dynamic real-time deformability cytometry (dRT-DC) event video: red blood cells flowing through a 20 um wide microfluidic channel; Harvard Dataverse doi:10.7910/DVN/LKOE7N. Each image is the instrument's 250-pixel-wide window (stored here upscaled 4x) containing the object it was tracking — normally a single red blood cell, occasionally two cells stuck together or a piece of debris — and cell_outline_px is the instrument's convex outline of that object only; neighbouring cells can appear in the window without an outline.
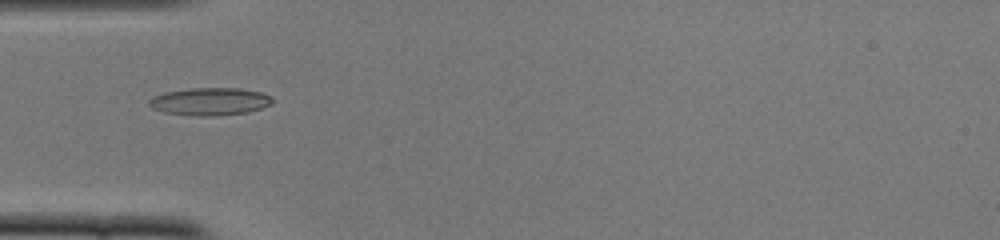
{"species": "common noctule bat (a hibernating species)", "species_latin": "Nyctalus noctula", "temperature_condition": "cold", "stored_images_in_passage": 51, "camera_frame_rate_fps": 3000, "um_per_image_px": 0.085, "animal": {"sex": "female", "body_mass_g": 22.0, "forearm_length_mm": 56.7}, "frame": {"image": 1, "passage_image": 16, "time_ms": 5.0, "image_size_px": [1000, 240], "cell_outline_px": [[272, 104], [248, 112], [216, 116], [192, 116], [164, 112], [152, 108], [148, 104], [148, 100], [152, 96], [164, 92], [192, 88], [240, 88], [260, 92], [272, 96]], "centroid_in_image_um": [17.82, 8.63], "position_along_channel_um": 67.2, "area_um2": 20.0}}
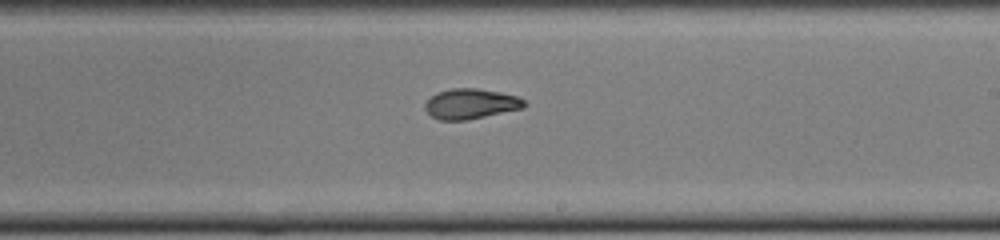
{"frame": {"image": 2, "passage_image": 30, "time_ms": 9.667, "image_size_px": [1000, 240], "cell_outline_px": [[524, 108], [468, 120], [440, 120], [432, 116], [424, 108], [424, 104], [436, 92], [452, 88], [476, 88], [500, 92], [516, 96], [524, 100]], "centroid_in_image_um": [39.99, 8.82], "position_along_channel_um": 249.0, "area_um2": 17.4}}
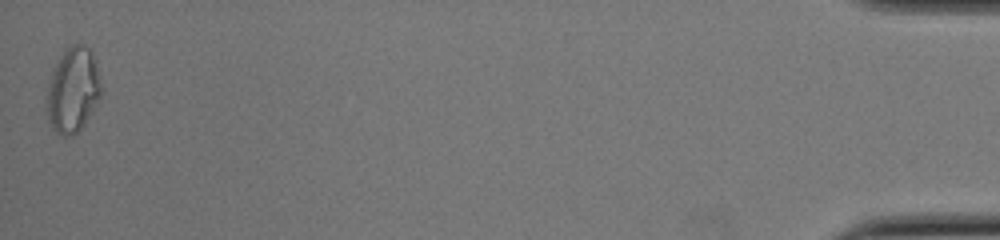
{"frame": {"image": 3, "passage_image": 51, "time_ms": 16.667, "image_size_px": [1000, 240], "cell_outline_px": [[100, 96], [92, 112], [84, 124], [72, 136], [64, 136], [56, 132], [48, 124], [44, 108], [44, 96], [48, 80], [52, 68], [64, 48], [72, 44], [84, 44], [92, 52], [96, 60], [100, 84]], "centroid_in_image_um": [6.12, 7.64], "position_along_channel_um": 429.1, "area_um2": 27.8}, "authors_computed_cell_mechanics": {"area_um2": 17.8602, "velocity_mm_per_s": 3.8979, "shape_relaxation_time_tau1_ms": 4.8284, "shape_relaxation_time_tau2_ms": 1.7683, "deformation_change_tau1": 0.1795, "deformation_change_tau2": 0.0552}}